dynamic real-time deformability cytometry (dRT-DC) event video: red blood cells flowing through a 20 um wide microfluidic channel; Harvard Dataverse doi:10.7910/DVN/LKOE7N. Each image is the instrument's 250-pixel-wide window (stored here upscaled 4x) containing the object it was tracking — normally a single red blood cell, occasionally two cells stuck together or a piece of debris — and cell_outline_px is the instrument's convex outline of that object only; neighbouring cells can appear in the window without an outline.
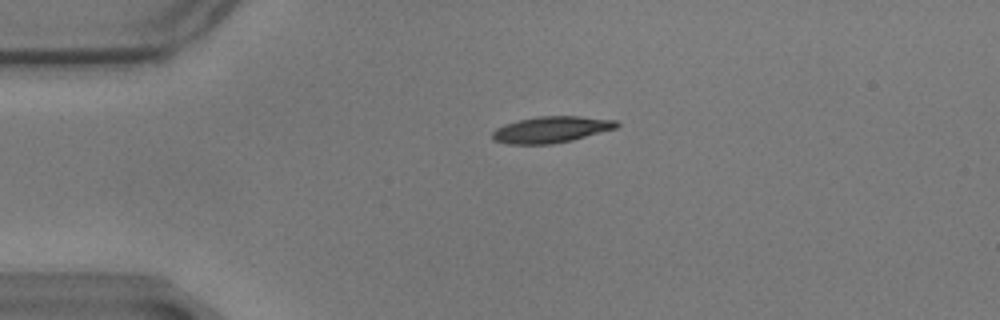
{"species": "common noctule bat (a hibernating species)", "species_latin": "Nyctalus noctula", "temperature_condition": "warm", "stored_images_in_passage": 46, "camera_frame_rate_fps": 3000, "um_per_image_px": 0.085, "animal": {"sex": "male", "body_mass_g": 17.9}, "frame": {"image": 1, "passage_image": 1, "time_ms": 0.0, "image_size_px": [1000, 320], "cell_outline_px": [[620, 124], [616, 128], [572, 140], [552, 144], [508, 144], [492, 140], [492, 132], [496, 128], [504, 124], [536, 116], [580, 116], [616, 120]], "centroid_in_image_um": [46.83, 11.01], "position_along_channel_um": 38.2, "area_um2": 19.07}}
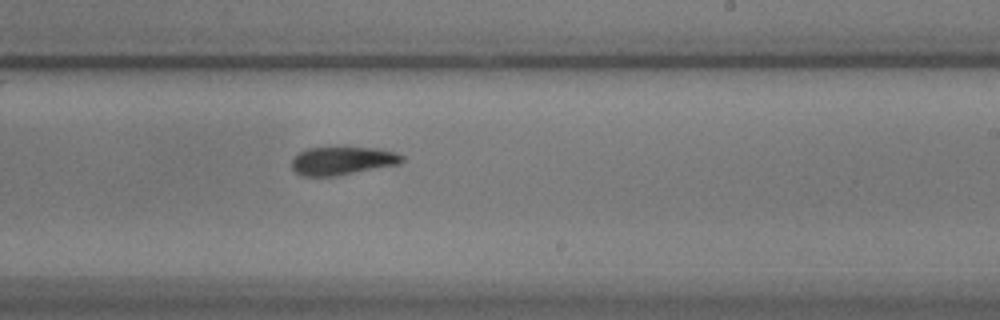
{"frame": {"image": 2, "passage_image": 23, "time_ms": 7.333, "image_size_px": [1000, 320], "cell_outline_px": [[404, 160], [400, 164], [336, 176], [304, 176], [296, 172], [292, 168], [292, 160], [300, 152], [308, 148], [380, 148], [396, 152], [404, 156]], "centroid_in_image_um": [29.15, 13.67], "position_along_channel_um": 259.8, "area_um2": 18.03}}
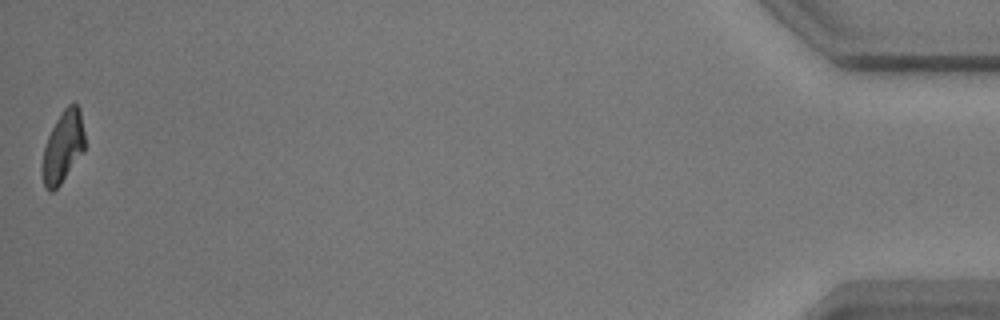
{"frame": {"image": 3, "passage_image": 46, "time_ms": 15.0, "image_size_px": [1000, 320], "cell_outline_px": [[84, 152], [60, 184], [52, 192], [48, 192], [44, 188], [44, 148], [48, 136], [56, 120], [64, 108], [68, 104], [76, 104], [80, 108], [84, 132]], "centroid_in_image_um": [5.38, 12.46], "position_along_channel_um": 429.8, "area_um2": 17.34}, "authors_computed_cell_mechanics": {"area_um2": 19.1607, "velocity_mm_per_s": 3.4319, "shape_relaxation_time_tau1_ms": 3.9313, "shape_relaxation_time_tau2_ms": 5.3346, "deformation_change_tau1": 0.1392, "deformation_change_tau2": 0.1265}}